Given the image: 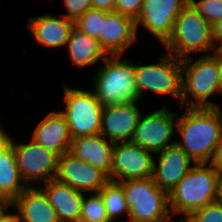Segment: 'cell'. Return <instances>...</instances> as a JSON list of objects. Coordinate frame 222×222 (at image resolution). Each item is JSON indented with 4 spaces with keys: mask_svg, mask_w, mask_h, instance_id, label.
<instances>
[{
    "mask_svg": "<svg viewBox=\"0 0 222 222\" xmlns=\"http://www.w3.org/2000/svg\"><path fill=\"white\" fill-rule=\"evenodd\" d=\"M55 178L83 193L86 191L99 192L109 181V177L103 171L89 162L78 159L70 152L59 156Z\"/></svg>",
    "mask_w": 222,
    "mask_h": 222,
    "instance_id": "4fadbf2b",
    "label": "cell"
},
{
    "mask_svg": "<svg viewBox=\"0 0 222 222\" xmlns=\"http://www.w3.org/2000/svg\"><path fill=\"white\" fill-rule=\"evenodd\" d=\"M211 55L215 58V60L217 62L220 86H221V91H222V49L216 48L213 51V54H211Z\"/></svg>",
    "mask_w": 222,
    "mask_h": 222,
    "instance_id": "836d02e7",
    "label": "cell"
},
{
    "mask_svg": "<svg viewBox=\"0 0 222 222\" xmlns=\"http://www.w3.org/2000/svg\"><path fill=\"white\" fill-rule=\"evenodd\" d=\"M6 140L13 147L21 178L26 185L36 187L38 181L46 183L56 177L59 156L53 151L45 149L33 139L27 144L16 145L9 135Z\"/></svg>",
    "mask_w": 222,
    "mask_h": 222,
    "instance_id": "9c48e42d",
    "label": "cell"
},
{
    "mask_svg": "<svg viewBox=\"0 0 222 222\" xmlns=\"http://www.w3.org/2000/svg\"><path fill=\"white\" fill-rule=\"evenodd\" d=\"M165 55V56H164ZM161 61L154 64L137 65L134 62V72L140 99L144 91L169 94L182 97V59L172 54H164Z\"/></svg>",
    "mask_w": 222,
    "mask_h": 222,
    "instance_id": "ba28073f",
    "label": "cell"
},
{
    "mask_svg": "<svg viewBox=\"0 0 222 222\" xmlns=\"http://www.w3.org/2000/svg\"><path fill=\"white\" fill-rule=\"evenodd\" d=\"M7 133L0 127V146L7 139Z\"/></svg>",
    "mask_w": 222,
    "mask_h": 222,
    "instance_id": "f35d334b",
    "label": "cell"
},
{
    "mask_svg": "<svg viewBox=\"0 0 222 222\" xmlns=\"http://www.w3.org/2000/svg\"><path fill=\"white\" fill-rule=\"evenodd\" d=\"M116 0H91L92 9L114 12Z\"/></svg>",
    "mask_w": 222,
    "mask_h": 222,
    "instance_id": "1f68e13d",
    "label": "cell"
},
{
    "mask_svg": "<svg viewBox=\"0 0 222 222\" xmlns=\"http://www.w3.org/2000/svg\"><path fill=\"white\" fill-rule=\"evenodd\" d=\"M192 60L191 56L182 59L180 107L182 108L186 104L187 108H215L218 104L210 102L208 98L215 93L222 94L217 62L208 53L195 58V61ZM190 95L194 100L192 97L190 99Z\"/></svg>",
    "mask_w": 222,
    "mask_h": 222,
    "instance_id": "277c9868",
    "label": "cell"
},
{
    "mask_svg": "<svg viewBox=\"0 0 222 222\" xmlns=\"http://www.w3.org/2000/svg\"><path fill=\"white\" fill-rule=\"evenodd\" d=\"M212 25L188 3L175 19L171 36L163 44L169 54L184 59L193 52L215 50Z\"/></svg>",
    "mask_w": 222,
    "mask_h": 222,
    "instance_id": "5b68a950",
    "label": "cell"
},
{
    "mask_svg": "<svg viewBox=\"0 0 222 222\" xmlns=\"http://www.w3.org/2000/svg\"><path fill=\"white\" fill-rule=\"evenodd\" d=\"M176 114L164 105L144 117L140 115L130 141L154 154L174 145L176 141H170L175 134L174 125H177V121L174 123V119L178 118Z\"/></svg>",
    "mask_w": 222,
    "mask_h": 222,
    "instance_id": "30bf717a",
    "label": "cell"
},
{
    "mask_svg": "<svg viewBox=\"0 0 222 222\" xmlns=\"http://www.w3.org/2000/svg\"><path fill=\"white\" fill-rule=\"evenodd\" d=\"M66 46L68 47L70 60L78 68L96 64L99 59L104 61L108 57L99 40L89 37L75 27L70 32Z\"/></svg>",
    "mask_w": 222,
    "mask_h": 222,
    "instance_id": "603a6c76",
    "label": "cell"
},
{
    "mask_svg": "<svg viewBox=\"0 0 222 222\" xmlns=\"http://www.w3.org/2000/svg\"><path fill=\"white\" fill-rule=\"evenodd\" d=\"M221 174L210 163H199L186 173L168 194L170 213H184L189 216L193 211L215 202Z\"/></svg>",
    "mask_w": 222,
    "mask_h": 222,
    "instance_id": "7a4b0ae2",
    "label": "cell"
},
{
    "mask_svg": "<svg viewBox=\"0 0 222 222\" xmlns=\"http://www.w3.org/2000/svg\"><path fill=\"white\" fill-rule=\"evenodd\" d=\"M44 184L45 187L40 188L57 213L59 222H79L84 194L56 178Z\"/></svg>",
    "mask_w": 222,
    "mask_h": 222,
    "instance_id": "d6986e66",
    "label": "cell"
},
{
    "mask_svg": "<svg viewBox=\"0 0 222 222\" xmlns=\"http://www.w3.org/2000/svg\"><path fill=\"white\" fill-rule=\"evenodd\" d=\"M191 222H222V205L217 201L205 205L189 216Z\"/></svg>",
    "mask_w": 222,
    "mask_h": 222,
    "instance_id": "83f0119b",
    "label": "cell"
},
{
    "mask_svg": "<svg viewBox=\"0 0 222 222\" xmlns=\"http://www.w3.org/2000/svg\"><path fill=\"white\" fill-rule=\"evenodd\" d=\"M11 206V202L3 196H0V216L7 212L8 207Z\"/></svg>",
    "mask_w": 222,
    "mask_h": 222,
    "instance_id": "d590c367",
    "label": "cell"
},
{
    "mask_svg": "<svg viewBox=\"0 0 222 222\" xmlns=\"http://www.w3.org/2000/svg\"><path fill=\"white\" fill-rule=\"evenodd\" d=\"M32 139L58 156L69 152L72 138L65 116L61 112H49L35 128Z\"/></svg>",
    "mask_w": 222,
    "mask_h": 222,
    "instance_id": "e0dca14e",
    "label": "cell"
},
{
    "mask_svg": "<svg viewBox=\"0 0 222 222\" xmlns=\"http://www.w3.org/2000/svg\"><path fill=\"white\" fill-rule=\"evenodd\" d=\"M188 3L189 0H144L135 20L136 28L143 25L164 44L172 34L176 17Z\"/></svg>",
    "mask_w": 222,
    "mask_h": 222,
    "instance_id": "7c38bea8",
    "label": "cell"
},
{
    "mask_svg": "<svg viewBox=\"0 0 222 222\" xmlns=\"http://www.w3.org/2000/svg\"><path fill=\"white\" fill-rule=\"evenodd\" d=\"M136 22L128 16L110 12L103 23L100 45L108 56L122 55L136 40Z\"/></svg>",
    "mask_w": 222,
    "mask_h": 222,
    "instance_id": "2e32d148",
    "label": "cell"
},
{
    "mask_svg": "<svg viewBox=\"0 0 222 222\" xmlns=\"http://www.w3.org/2000/svg\"><path fill=\"white\" fill-rule=\"evenodd\" d=\"M121 57L108 56L104 60L105 64L95 73L92 91L102 106L128 104L140 100L134 63Z\"/></svg>",
    "mask_w": 222,
    "mask_h": 222,
    "instance_id": "3957f363",
    "label": "cell"
},
{
    "mask_svg": "<svg viewBox=\"0 0 222 222\" xmlns=\"http://www.w3.org/2000/svg\"><path fill=\"white\" fill-rule=\"evenodd\" d=\"M27 186L21 178L13 147L5 140L0 146V196L12 203Z\"/></svg>",
    "mask_w": 222,
    "mask_h": 222,
    "instance_id": "7402d4cb",
    "label": "cell"
},
{
    "mask_svg": "<svg viewBox=\"0 0 222 222\" xmlns=\"http://www.w3.org/2000/svg\"><path fill=\"white\" fill-rule=\"evenodd\" d=\"M151 154L131 141L114 143L111 180L120 182L152 177L154 159Z\"/></svg>",
    "mask_w": 222,
    "mask_h": 222,
    "instance_id": "8fae6325",
    "label": "cell"
},
{
    "mask_svg": "<svg viewBox=\"0 0 222 222\" xmlns=\"http://www.w3.org/2000/svg\"><path fill=\"white\" fill-rule=\"evenodd\" d=\"M113 147L114 143L99 133L72 139L69 152L100 169L111 180Z\"/></svg>",
    "mask_w": 222,
    "mask_h": 222,
    "instance_id": "ac0fdd59",
    "label": "cell"
},
{
    "mask_svg": "<svg viewBox=\"0 0 222 222\" xmlns=\"http://www.w3.org/2000/svg\"><path fill=\"white\" fill-rule=\"evenodd\" d=\"M99 193L103 199L110 222H116V217H119L125 212L129 216L128 204L125 198L123 186L120 182L109 180L99 190Z\"/></svg>",
    "mask_w": 222,
    "mask_h": 222,
    "instance_id": "cb8c5ba5",
    "label": "cell"
},
{
    "mask_svg": "<svg viewBox=\"0 0 222 222\" xmlns=\"http://www.w3.org/2000/svg\"><path fill=\"white\" fill-rule=\"evenodd\" d=\"M64 86V111L72 139L100 133L102 121V104L93 91L71 89Z\"/></svg>",
    "mask_w": 222,
    "mask_h": 222,
    "instance_id": "52a82bcc",
    "label": "cell"
},
{
    "mask_svg": "<svg viewBox=\"0 0 222 222\" xmlns=\"http://www.w3.org/2000/svg\"><path fill=\"white\" fill-rule=\"evenodd\" d=\"M144 0H116L114 12L136 20L141 12Z\"/></svg>",
    "mask_w": 222,
    "mask_h": 222,
    "instance_id": "f1b7e54d",
    "label": "cell"
},
{
    "mask_svg": "<svg viewBox=\"0 0 222 222\" xmlns=\"http://www.w3.org/2000/svg\"><path fill=\"white\" fill-rule=\"evenodd\" d=\"M215 108L218 110V112H219V114H220V117H221V121H222V113H221L222 110H221L220 106L217 105Z\"/></svg>",
    "mask_w": 222,
    "mask_h": 222,
    "instance_id": "ab89813d",
    "label": "cell"
},
{
    "mask_svg": "<svg viewBox=\"0 0 222 222\" xmlns=\"http://www.w3.org/2000/svg\"><path fill=\"white\" fill-rule=\"evenodd\" d=\"M135 104L103 106L100 134L112 143L130 141L141 115Z\"/></svg>",
    "mask_w": 222,
    "mask_h": 222,
    "instance_id": "9a60e30c",
    "label": "cell"
},
{
    "mask_svg": "<svg viewBox=\"0 0 222 222\" xmlns=\"http://www.w3.org/2000/svg\"><path fill=\"white\" fill-rule=\"evenodd\" d=\"M11 206L17 208L22 222H59L57 213L40 187L27 186Z\"/></svg>",
    "mask_w": 222,
    "mask_h": 222,
    "instance_id": "44dd1931",
    "label": "cell"
},
{
    "mask_svg": "<svg viewBox=\"0 0 222 222\" xmlns=\"http://www.w3.org/2000/svg\"><path fill=\"white\" fill-rule=\"evenodd\" d=\"M189 3L211 25L222 20V0H189Z\"/></svg>",
    "mask_w": 222,
    "mask_h": 222,
    "instance_id": "4316f807",
    "label": "cell"
},
{
    "mask_svg": "<svg viewBox=\"0 0 222 222\" xmlns=\"http://www.w3.org/2000/svg\"><path fill=\"white\" fill-rule=\"evenodd\" d=\"M212 37L220 45L216 46L218 49H222V20L217 21L212 25Z\"/></svg>",
    "mask_w": 222,
    "mask_h": 222,
    "instance_id": "d6a6232c",
    "label": "cell"
},
{
    "mask_svg": "<svg viewBox=\"0 0 222 222\" xmlns=\"http://www.w3.org/2000/svg\"><path fill=\"white\" fill-rule=\"evenodd\" d=\"M61 17L62 19L52 15L30 17L27 27L38 44L51 48L66 46L74 21Z\"/></svg>",
    "mask_w": 222,
    "mask_h": 222,
    "instance_id": "ffe728a7",
    "label": "cell"
},
{
    "mask_svg": "<svg viewBox=\"0 0 222 222\" xmlns=\"http://www.w3.org/2000/svg\"><path fill=\"white\" fill-rule=\"evenodd\" d=\"M0 222H22L20 216L17 214H7L6 212L0 216Z\"/></svg>",
    "mask_w": 222,
    "mask_h": 222,
    "instance_id": "e575fe53",
    "label": "cell"
},
{
    "mask_svg": "<svg viewBox=\"0 0 222 222\" xmlns=\"http://www.w3.org/2000/svg\"><path fill=\"white\" fill-rule=\"evenodd\" d=\"M210 164L222 175V134L216 146L214 155Z\"/></svg>",
    "mask_w": 222,
    "mask_h": 222,
    "instance_id": "4dcf8cb0",
    "label": "cell"
},
{
    "mask_svg": "<svg viewBox=\"0 0 222 222\" xmlns=\"http://www.w3.org/2000/svg\"><path fill=\"white\" fill-rule=\"evenodd\" d=\"M83 197L79 222H110L99 192Z\"/></svg>",
    "mask_w": 222,
    "mask_h": 222,
    "instance_id": "484cf974",
    "label": "cell"
},
{
    "mask_svg": "<svg viewBox=\"0 0 222 222\" xmlns=\"http://www.w3.org/2000/svg\"><path fill=\"white\" fill-rule=\"evenodd\" d=\"M192 159L175 143L159 152L158 164L153 163L154 183L169 194L192 168Z\"/></svg>",
    "mask_w": 222,
    "mask_h": 222,
    "instance_id": "5bb4252c",
    "label": "cell"
},
{
    "mask_svg": "<svg viewBox=\"0 0 222 222\" xmlns=\"http://www.w3.org/2000/svg\"><path fill=\"white\" fill-rule=\"evenodd\" d=\"M181 135L176 144L195 164L210 163L222 134V121L216 108H187L176 118Z\"/></svg>",
    "mask_w": 222,
    "mask_h": 222,
    "instance_id": "6da1fadb",
    "label": "cell"
},
{
    "mask_svg": "<svg viewBox=\"0 0 222 222\" xmlns=\"http://www.w3.org/2000/svg\"><path fill=\"white\" fill-rule=\"evenodd\" d=\"M216 201L222 205V176L220 178L219 184H218V191H217V199Z\"/></svg>",
    "mask_w": 222,
    "mask_h": 222,
    "instance_id": "8d00e7d4",
    "label": "cell"
},
{
    "mask_svg": "<svg viewBox=\"0 0 222 222\" xmlns=\"http://www.w3.org/2000/svg\"><path fill=\"white\" fill-rule=\"evenodd\" d=\"M172 216L170 215L167 219L163 220L162 222H177V221H173L171 220ZM191 222V220L189 219L188 216H185L184 219L180 220L179 222Z\"/></svg>",
    "mask_w": 222,
    "mask_h": 222,
    "instance_id": "74e56055",
    "label": "cell"
},
{
    "mask_svg": "<svg viewBox=\"0 0 222 222\" xmlns=\"http://www.w3.org/2000/svg\"><path fill=\"white\" fill-rule=\"evenodd\" d=\"M109 13L108 11L91 8L74 21V27L89 37L100 40L103 23Z\"/></svg>",
    "mask_w": 222,
    "mask_h": 222,
    "instance_id": "d4e9b609",
    "label": "cell"
},
{
    "mask_svg": "<svg viewBox=\"0 0 222 222\" xmlns=\"http://www.w3.org/2000/svg\"><path fill=\"white\" fill-rule=\"evenodd\" d=\"M120 183L129 209L126 222H162L170 216L168 194L154 183L152 177Z\"/></svg>",
    "mask_w": 222,
    "mask_h": 222,
    "instance_id": "8992f818",
    "label": "cell"
},
{
    "mask_svg": "<svg viewBox=\"0 0 222 222\" xmlns=\"http://www.w3.org/2000/svg\"><path fill=\"white\" fill-rule=\"evenodd\" d=\"M67 13L62 15L67 19L76 21L86 11L92 8L91 0H63Z\"/></svg>",
    "mask_w": 222,
    "mask_h": 222,
    "instance_id": "f546056e",
    "label": "cell"
}]
</instances>
